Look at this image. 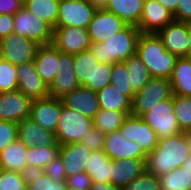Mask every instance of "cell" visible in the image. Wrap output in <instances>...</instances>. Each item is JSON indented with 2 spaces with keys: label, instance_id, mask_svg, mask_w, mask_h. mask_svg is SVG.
I'll list each match as a JSON object with an SVG mask.
<instances>
[{
  "label": "cell",
  "instance_id": "obj_25",
  "mask_svg": "<svg viewBox=\"0 0 191 190\" xmlns=\"http://www.w3.org/2000/svg\"><path fill=\"white\" fill-rule=\"evenodd\" d=\"M33 62L37 73L49 86L58 70V49L53 44L39 46Z\"/></svg>",
  "mask_w": 191,
  "mask_h": 190
},
{
  "label": "cell",
  "instance_id": "obj_19",
  "mask_svg": "<svg viewBox=\"0 0 191 190\" xmlns=\"http://www.w3.org/2000/svg\"><path fill=\"white\" fill-rule=\"evenodd\" d=\"M157 35L164 47L177 57H189V36L187 23L173 21L161 29Z\"/></svg>",
  "mask_w": 191,
  "mask_h": 190
},
{
  "label": "cell",
  "instance_id": "obj_38",
  "mask_svg": "<svg viewBox=\"0 0 191 190\" xmlns=\"http://www.w3.org/2000/svg\"><path fill=\"white\" fill-rule=\"evenodd\" d=\"M18 90L17 66L0 57V93Z\"/></svg>",
  "mask_w": 191,
  "mask_h": 190
},
{
  "label": "cell",
  "instance_id": "obj_50",
  "mask_svg": "<svg viewBox=\"0 0 191 190\" xmlns=\"http://www.w3.org/2000/svg\"><path fill=\"white\" fill-rule=\"evenodd\" d=\"M89 190H123V189L113 185L111 182L109 183L92 182Z\"/></svg>",
  "mask_w": 191,
  "mask_h": 190
},
{
  "label": "cell",
  "instance_id": "obj_42",
  "mask_svg": "<svg viewBox=\"0 0 191 190\" xmlns=\"http://www.w3.org/2000/svg\"><path fill=\"white\" fill-rule=\"evenodd\" d=\"M28 190H64L66 181L51 180L46 173L29 183Z\"/></svg>",
  "mask_w": 191,
  "mask_h": 190
},
{
  "label": "cell",
  "instance_id": "obj_20",
  "mask_svg": "<svg viewBox=\"0 0 191 190\" xmlns=\"http://www.w3.org/2000/svg\"><path fill=\"white\" fill-rule=\"evenodd\" d=\"M62 100L47 97L32 100L30 104V118L43 128L55 132L61 114Z\"/></svg>",
  "mask_w": 191,
  "mask_h": 190
},
{
  "label": "cell",
  "instance_id": "obj_9",
  "mask_svg": "<svg viewBox=\"0 0 191 190\" xmlns=\"http://www.w3.org/2000/svg\"><path fill=\"white\" fill-rule=\"evenodd\" d=\"M96 8L85 0H60L56 27L88 28Z\"/></svg>",
  "mask_w": 191,
  "mask_h": 190
},
{
  "label": "cell",
  "instance_id": "obj_55",
  "mask_svg": "<svg viewBox=\"0 0 191 190\" xmlns=\"http://www.w3.org/2000/svg\"><path fill=\"white\" fill-rule=\"evenodd\" d=\"M64 190H77V189H74V188H69V187H65Z\"/></svg>",
  "mask_w": 191,
  "mask_h": 190
},
{
  "label": "cell",
  "instance_id": "obj_45",
  "mask_svg": "<svg viewBox=\"0 0 191 190\" xmlns=\"http://www.w3.org/2000/svg\"><path fill=\"white\" fill-rule=\"evenodd\" d=\"M66 186L77 190H89L91 187V177L86 172H79L66 177Z\"/></svg>",
  "mask_w": 191,
  "mask_h": 190
},
{
  "label": "cell",
  "instance_id": "obj_13",
  "mask_svg": "<svg viewBox=\"0 0 191 190\" xmlns=\"http://www.w3.org/2000/svg\"><path fill=\"white\" fill-rule=\"evenodd\" d=\"M52 44L63 53L77 54L89 49L88 30L79 27H55Z\"/></svg>",
  "mask_w": 191,
  "mask_h": 190
},
{
  "label": "cell",
  "instance_id": "obj_32",
  "mask_svg": "<svg viewBox=\"0 0 191 190\" xmlns=\"http://www.w3.org/2000/svg\"><path fill=\"white\" fill-rule=\"evenodd\" d=\"M124 62L129 72L131 89L134 93H137L147 85L152 77L149 74L147 66L136 53Z\"/></svg>",
  "mask_w": 191,
  "mask_h": 190
},
{
  "label": "cell",
  "instance_id": "obj_26",
  "mask_svg": "<svg viewBox=\"0 0 191 190\" xmlns=\"http://www.w3.org/2000/svg\"><path fill=\"white\" fill-rule=\"evenodd\" d=\"M169 80L173 95L191 97V57H178Z\"/></svg>",
  "mask_w": 191,
  "mask_h": 190
},
{
  "label": "cell",
  "instance_id": "obj_33",
  "mask_svg": "<svg viewBox=\"0 0 191 190\" xmlns=\"http://www.w3.org/2000/svg\"><path fill=\"white\" fill-rule=\"evenodd\" d=\"M161 190H191V170L180 166L159 177Z\"/></svg>",
  "mask_w": 191,
  "mask_h": 190
},
{
  "label": "cell",
  "instance_id": "obj_7",
  "mask_svg": "<svg viewBox=\"0 0 191 190\" xmlns=\"http://www.w3.org/2000/svg\"><path fill=\"white\" fill-rule=\"evenodd\" d=\"M14 33L26 37L39 46L52 44L54 28L25 7L14 15Z\"/></svg>",
  "mask_w": 191,
  "mask_h": 190
},
{
  "label": "cell",
  "instance_id": "obj_5",
  "mask_svg": "<svg viewBox=\"0 0 191 190\" xmlns=\"http://www.w3.org/2000/svg\"><path fill=\"white\" fill-rule=\"evenodd\" d=\"M92 127L93 119L67 108L62 102L61 114L55 131L57 143L60 146L67 143H79Z\"/></svg>",
  "mask_w": 191,
  "mask_h": 190
},
{
  "label": "cell",
  "instance_id": "obj_6",
  "mask_svg": "<svg viewBox=\"0 0 191 190\" xmlns=\"http://www.w3.org/2000/svg\"><path fill=\"white\" fill-rule=\"evenodd\" d=\"M141 117L156 132L158 140L182 132L174 113V95L157 103Z\"/></svg>",
  "mask_w": 191,
  "mask_h": 190
},
{
  "label": "cell",
  "instance_id": "obj_17",
  "mask_svg": "<svg viewBox=\"0 0 191 190\" xmlns=\"http://www.w3.org/2000/svg\"><path fill=\"white\" fill-rule=\"evenodd\" d=\"M174 21L173 14L157 0H144L141 19L136 26L140 33H158Z\"/></svg>",
  "mask_w": 191,
  "mask_h": 190
},
{
  "label": "cell",
  "instance_id": "obj_12",
  "mask_svg": "<svg viewBox=\"0 0 191 190\" xmlns=\"http://www.w3.org/2000/svg\"><path fill=\"white\" fill-rule=\"evenodd\" d=\"M119 130L127 140L137 143L146 154L158 144L156 132L144 122L141 116L127 115Z\"/></svg>",
  "mask_w": 191,
  "mask_h": 190
},
{
  "label": "cell",
  "instance_id": "obj_43",
  "mask_svg": "<svg viewBox=\"0 0 191 190\" xmlns=\"http://www.w3.org/2000/svg\"><path fill=\"white\" fill-rule=\"evenodd\" d=\"M105 141V134L98 129L92 127L79 143L85 145L88 149L93 151L103 150Z\"/></svg>",
  "mask_w": 191,
  "mask_h": 190
},
{
  "label": "cell",
  "instance_id": "obj_34",
  "mask_svg": "<svg viewBox=\"0 0 191 190\" xmlns=\"http://www.w3.org/2000/svg\"><path fill=\"white\" fill-rule=\"evenodd\" d=\"M126 116L123 111L100 109L93 118V127L104 134L110 133L119 130Z\"/></svg>",
  "mask_w": 191,
  "mask_h": 190
},
{
  "label": "cell",
  "instance_id": "obj_2",
  "mask_svg": "<svg viewBox=\"0 0 191 190\" xmlns=\"http://www.w3.org/2000/svg\"><path fill=\"white\" fill-rule=\"evenodd\" d=\"M136 54L147 66L152 78L169 79L178 57L164 47L156 33H140L136 44Z\"/></svg>",
  "mask_w": 191,
  "mask_h": 190
},
{
  "label": "cell",
  "instance_id": "obj_30",
  "mask_svg": "<svg viewBox=\"0 0 191 190\" xmlns=\"http://www.w3.org/2000/svg\"><path fill=\"white\" fill-rule=\"evenodd\" d=\"M28 147L19 139L9 144L0 152V164L2 169L21 172L27 165L26 153Z\"/></svg>",
  "mask_w": 191,
  "mask_h": 190
},
{
  "label": "cell",
  "instance_id": "obj_51",
  "mask_svg": "<svg viewBox=\"0 0 191 190\" xmlns=\"http://www.w3.org/2000/svg\"><path fill=\"white\" fill-rule=\"evenodd\" d=\"M163 7L170 11L173 15L177 9L178 0H157Z\"/></svg>",
  "mask_w": 191,
  "mask_h": 190
},
{
  "label": "cell",
  "instance_id": "obj_44",
  "mask_svg": "<svg viewBox=\"0 0 191 190\" xmlns=\"http://www.w3.org/2000/svg\"><path fill=\"white\" fill-rule=\"evenodd\" d=\"M45 173L51 180L65 181L66 173L60 156H57L54 160H51L45 167Z\"/></svg>",
  "mask_w": 191,
  "mask_h": 190
},
{
  "label": "cell",
  "instance_id": "obj_24",
  "mask_svg": "<svg viewBox=\"0 0 191 190\" xmlns=\"http://www.w3.org/2000/svg\"><path fill=\"white\" fill-rule=\"evenodd\" d=\"M145 170L146 164L143 159L112 160L111 183L119 188H124Z\"/></svg>",
  "mask_w": 191,
  "mask_h": 190
},
{
  "label": "cell",
  "instance_id": "obj_39",
  "mask_svg": "<svg viewBox=\"0 0 191 190\" xmlns=\"http://www.w3.org/2000/svg\"><path fill=\"white\" fill-rule=\"evenodd\" d=\"M123 190H161L159 177L146 170L137 178L131 180Z\"/></svg>",
  "mask_w": 191,
  "mask_h": 190
},
{
  "label": "cell",
  "instance_id": "obj_54",
  "mask_svg": "<svg viewBox=\"0 0 191 190\" xmlns=\"http://www.w3.org/2000/svg\"><path fill=\"white\" fill-rule=\"evenodd\" d=\"M182 167L191 170V154L185 160V162L183 163Z\"/></svg>",
  "mask_w": 191,
  "mask_h": 190
},
{
  "label": "cell",
  "instance_id": "obj_46",
  "mask_svg": "<svg viewBox=\"0 0 191 190\" xmlns=\"http://www.w3.org/2000/svg\"><path fill=\"white\" fill-rule=\"evenodd\" d=\"M174 21L191 22V0H178Z\"/></svg>",
  "mask_w": 191,
  "mask_h": 190
},
{
  "label": "cell",
  "instance_id": "obj_1",
  "mask_svg": "<svg viewBox=\"0 0 191 190\" xmlns=\"http://www.w3.org/2000/svg\"><path fill=\"white\" fill-rule=\"evenodd\" d=\"M190 154L189 133L181 132L160 139L157 146L147 154L146 171L160 177L182 166Z\"/></svg>",
  "mask_w": 191,
  "mask_h": 190
},
{
  "label": "cell",
  "instance_id": "obj_15",
  "mask_svg": "<svg viewBox=\"0 0 191 190\" xmlns=\"http://www.w3.org/2000/svg\"><path fill=\"white\" fill-rule=\"evenodd\" d=\"M103 151L111 160L143 159L146 162L147 154L134 142L127 140L120 130L105 134Z\"/></svg>",
  "mask_w": 191,
  "mask_h": 190
},
{
  "label": "cell",
  "instance_id": "obj_18",
  "mask_svg": "<svg viewBox=\"0 0 191 190\" xmlns=\"http://www.w3.org/2000/svg\"><path fill=\"white\" fill-rule=\"evenodd\" d=\"M31 100L20 90L0 93V120L19 123L30 117Z\"/></svg>",
  "mask_w": 191,
  "mask_h": 190
},
{
  "label": "cell",
  "instance_id": "obj_40",
  "mask_svg": "<svg viewBox=\"0 0 191 190\" xmlns=\"http://www.w3.org/2000/svg\"><path fill=\"white\" fill-rule=\"evenodd\" d=\"M0 190H28L21 172L2 169L0 172Z\"/></svg>",
  "mask_w": 191,
  "mask_h": 190
},
{
  "label": "cell",
  "instance_id": "obj_53",
  "mask_svg": "<svg viewBox=\"0 0 191 190\" xmlns=\"http://www.w3.org/2000/svg\"><path fill=\"white\" fill-rule=\"evenodd\" d=\"M187 30L189 36V57H191V22L187 23Z\"/></svg>",
  "mask_w": 191,
  "mask_h": 190
},
{
  "label": "cell",
  "instance_id": "obj_14",
  "mask_svg": "<svg viewBox=\"0 0 191 190\" xmlns=\"http://www.w3.org/2000/svg\"><path fill=\"white\" fill-rule=\"evenodd\" d=\"M127 24L116 14L97 9L88 25V34L91 43H99L123 30Z\"/></svg>",
  "mask_w": 191,
  "mask_h": 190
},
{
  "label": "cell",
  "instance_id": "obj_16",
  "mask_svg": "<svg viewBox=\"0 0 191 190\" xmlns=\"http://www.w3.org/2000/svg\"><path fill=\"white\" fill-rule=\"evenodd\" d=\"M18 90L31 101L49 97L48 86L36 71L33 61L17 66Z\"/></svg>",
  "mask_w": 191,
  "mask_h": 190
},
{
  "label": "cell",
  "instance_id": "obj_11",
  "mask_svg": "<svg viewBox=\"0 0 191 190\" xmlns=\"http://www.w3.org/2000/svg\"><path fill=\"white\" fill-rule=\"evenodd\" d=\"M78 87L80 85L76 78L73 55L58 50V70L48 86L49 97L62 99Z\"/></svg>",
  "mask_w": 191,
  "mask_h": 190
},
{
  "label": "cell",
  "instance_id": "obj_36",
  "mask_svg": "<svg viewBox=\"0 0 191 190\" xmlns=\"http://www.w3.org/2000/svg\"><path fill=\"white\" fill-rule=\"evenodd\" d=\"M110 84L133 101L135 93L131 89L129 72L125 62H115L113 64Z\"/></svg>",
  "mask_w": 191,
  "mask_h": 190
},
{
  "label": "cell",
  "instance_id": "obj_49",
  "mask_svg": "<svg viewBox=\"0 0 191 190\" xmlns=\"http://www.w3.org/2000/svg\"><path fill=\"white\" fill-rule=\"evenodd\" d=\"M44 173H45L44 168L34 165L32 166L26 165L21 171L22 178L26 183V185H28L29 183L34 181L36 177H40Z\"/></svg>",
  "mask_w": 191,
  "mask_h": 190
},
{
  "label": "cell",
  "instance_id": "obj_27",
  "mask_svg": "<svg viewBox=\"0 0 191 190\" xmlns=\"http://www.w3.org/2000/svg\"><path fill=\"white\" fill-rule=\"evenodd\" d=\"M144 0H108L105 10L116 14L127 25L137 26L141 19Z\"/></svg>",
  "mask_w": 191,
  "mask_h": 190
},
{
  "label": "cell",
  "instance_id": "obj_21",
  "mask_svg": "<svg viewBox=\"0 0 191 190\" xmlns=\"http://www.w3.org/2000/svg\"><path fill=\"white\" fill-rule=\"evenodd\" d=\"M18 125V139L27 147L44 146L50 147L57 144L56 134L43 128L30 117L23 119Z\"/></svg>",
  "mask_w": 191,
  "mask_h": 190
},
{
  "label": "cell",
  "instance_id": "obj_47",
  "mask_svg": "<svg viewBox=\"0 0 191 190\" xmlns=\"http://www.w3.org/2000/svg\"><path fill=\"white\" fill-rule=\"evenodd\" d=\"M24 7L22 0H0V14L14 15Z\"/></svg>",
  "mask_w": 191,
  "mask_h": 190
},
{
  "label": "cell",
  "instance_id": "obj_23",
  "mask_svg": "<svg viewBox=\"0 0 191 190\" xmlns=\"http://www.w3.org/2000/svg\"><path fill=\"white\" fill-rule=\"evenodd\" d=\"M92 151L81 143H67L60 146L59 156L62 160L66 177L85 172Z\"/></svg>",
  "mask_w": 191,
  "mask_h": 190
},
{
  "label": "cell",
  "instance_id": "obj_28",
  "mask_svg": "<svg viewBox=\"0 0 191 190\" xmlns=\"http://www.w3.org/2000/svg\"><path fill=\"white\" fill-rule=\"evenodd\" d=\"M97 97L100 109L123 111L126 115L131 114L132 101L113 85L109 84L97 91Z\"/></svg>",
  "mask_w": 191,
  "mask_h": 190
},
{
  "label": "cell",
  "instance_id": "obj_48",
  "mask_svg": "<svg viewBox=\"0 0 191 190\" xmlns=\"http://www.w3.org/2000/svg\"><path fill=\"white\" fill-rule=\"evenodd\" d=\"M14 33L13 15L0 14V39Z\"/></svg>",
  "mask_w": 191,
  "mask_h": 190
},
{
  "label": "cell",
  "instance_id": "obj_35",
  "mask_svg": "<svg viewBox=\"0 0 191 190\" xmlns=\"http://www.w3.org/2000/svg\"><path fill=\"white\" fill-rule=\"evenodd\" d=\"M60 145L55 146H32L28 147L26 153V163L29 166H38L44 168L51 160L59 156Z\"/></svg>",
  "mask_w": 191,
  "mask_h": 190
},
{
  "label": "cell",
  "instance_id": "obj_3",
  "mask_svg": "<svg viewBox=\"0 0 191 190\" xmlns=\"http://www.w3.org/2000/svg\"><path fill=\"white\" fill-rule=\"evenodd\" d=\"M140 30L134 25H127L123 30L99 43H91L89 52L101 63L114 64L124 62L136 53V44Z\"/></svg>",
  "mask_w": 191,
  "mask_h": 190
},
{
  "label": "cell",
  "instance_id": "obj_56",
  "mask_svg": "<svg viewBox=\"0 0 191 190\" xmlns=\"http://www.w3.org/2000/svg\"><path fill=\"white\" fill-rule=\"evenodd\" d=\"M190 142H191V131L189 132Z\"/></svg>",
  "mask_w": 191,
  "mask_h": 190
},
{
  "label": "cell",
  "instance_id": "obj_41",
  "mask_svg": "<svg viewBox=\"0 0 191 190\" xmlns=\"http://www.w3.org/2000/svg\"><path fill=\"white\" fill-rule=\"evenodd\" d=\"M17 139V123L12 121L0 120V152Z\"/></svg>",
  "mask_w": 191,
  "mask_h": 190
},
{
  "label": "cell",
  "instance_id": "obj_31",
  "mask_svg": "<svg viewBox=\"0 0 191 190\" xmlns=\"http://www.w3.org/2000/svg\"><path fill=\"white\" fill-rule=\"evenodd\" d=\"M59 3L60 0H25L24 7L55 28L57 25Z\"/></svg>",
  "mask_w": 191,
  "mask_h": 190
},
{
  "label": "cell",
  "instance_id": "obj_22",
  "mask_svg": "<svg viewBox=\"0 0 191 190\" xmlns=\"http://www.w3.org/2000/svg\"><path fill=\"white\" fill-rule=\"evenodd\" d=\"M63 105L93 119L100 111L97 92L80 86L62 99Z\"/></svg>",
  "mask_w": 191,
  "mask_h": 190
},
{
  "label": "cell",
  "instance_id": "obj_52",
  "mask_svg": "<svg viewBox=\"0 0 191 190\" xmlns=\"http://www.w3.org/2000/svg\"><path fill=\"white\" fill-rule=\"evenodd\" d=\"M90 2L96 9H104L108 0H85Z\"/></svg>",
  "mask_w": 191,
  "mask_h": 190
},
{
  "label": "cell",
  "instance_id": "obj_29",
  "mask_svg": "<svg viewBox=\"0 0 191 190\" xmlns=\"http://www.w3.org/2000/svg\"><path fill=\"white\" fill-rule=\"evenodd\" d=\"M112 160L103 150L93 151L85 172L91 177V182H111Z\"/></svg>",
  "mask_w": 191,
  "mask_h": 190
},
{
  "label": "cell",
  "instance_id": "obj_10",
  "mask_svg": "<svg viewBox=\"0 0 191 190\" xmlns=\"http://www.w3.org/2000/svg\"><path fill=\"white\" fill-rule=\"evenodd\" d=\"M39 45L17 33L0 39V57L18 66L33 61Z\"/></svg>",
  "mask_w": 191,
  "mask_h": 190
},
{
  "label": "cell",
  "instance_id": "obj_37",
  "mask_svg": "<svg viewBox=\"0 0 191 190\" xmlns=\"http://www.w3.org/2000/svg\"><path fill=\"white\" fill-rule=\"evenodd\" d=\"M174 113L182 132L191 131V97L174 95Z\"/></svg>",
  "mask_w": 191,
  "mask_h": 190
},
{
  "label": "cell",
  "instance_id": "obj_8",
  "mask_svg": "<svg viewBox=\"0 0 191 190\" xmlns=\"http://www.w3.org/2000/svg\"><path fill=\"white\" fill-rule=\"evenodd\" d=\"M172 96V87L169 79L151 78L141 91L135 93L131 114L142 116L157 103Z\"/></svg>",
  "mask_w": 191,
  "mask_h": 190
},
{
  "label": "cell",
  "instance_id": "obj_4",
  "mask_svg": "<svg viewBox=\"0 0 191 190\" xmlns=\"http://www.w3.org/2000/svg\"><path fill=\"white\" fill-rule=\"evenodd\" d=\"M73 62L80 86L97 92L110 84L113 64L99 62L89 50L74 54Z\"/></svg>",
  "mask_w": 191,
  "mask_h": 190
}]
</instances>
